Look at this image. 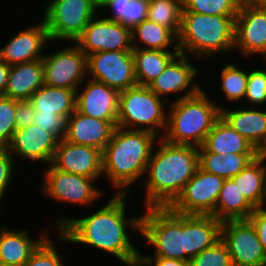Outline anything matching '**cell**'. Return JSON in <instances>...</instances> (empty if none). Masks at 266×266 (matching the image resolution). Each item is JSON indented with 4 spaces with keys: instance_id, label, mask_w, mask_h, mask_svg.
<instances>
[{
    "instance_id": "1",
    "label": "cell",
    "mask_w": 266,
    "mask_h": 266,
    "mask_svg": "<svg viewBox=\"0 0 266 266\" xmlns=\"http://www.w3.org/2000/svg\"><path fill=\"white\" fill-rule=\"evenodd\" d=\"M127 197V194H114L104 206L82 218L57 216L52 227L57 244L61 241L90 246L114 256L125 266H136L141 252L128 232L140 233L141 216L127 217Z\"/></svg>"
},
{
    "instance_id": "2",
    "label": "cell",
    "mask_w": 266,
    "mask_h": 266,
    "mask_svg": "<svg viewBox=\"0 0 266 266\" xmlns=\"http://www.w3.org/2000/svg\"><path fill=\"white\" fill-rule=\"evenodd\" d=\"M198 167L197 146L172 144L159 138L146 166V180H142L143 208L169 207Z\"/></svg>"
},
{
    "instance_id": "3",
    "label": "cell",
    "mask_w": 266,
    "mask_h": 266,
    "mask_svg": "<svg viewBox=\"0 0 266 266\" xmlns=\"http://www.w3.org/2000/svg\"><path fill=\"white\" fill-rule=\"evenodd\" d=\"M158 139L148 131L115 127L102 151V176L109 181L114 194H131V186L144 177Z\"/></svg>"
},
{
    "instance_id": "4",
    "label": "cell",
    "mask_w": 266,
    "mask_h": 266,
    "mask_svg": "<svg viewBox=\"0 0 266 266\" xmlns=\"http://www.w3.org/2000/svg\"><path fill=\"white\" fill-rule=\"evenodd\" d=\"M235 18L182 12L178 34L179 53L205 61L220 53L234 51Z\"/></svg>"
},
{
    "instance_id": "5",
    "label": "cell",
    "mask_w": 266,
    "mask_h": 266,
    "mask_svg": "<svg viewBox=\"0 0 266 266\" xmlns=\"http://www.w3.org/2000/svg\"><path fill=\"white\" fill-rule=\"evenodd\" d=\"M202 88L196 95L168 106L167 126L162 138L172 144L203 145L207 134L221 117L224 106L214 103Z\"/></svg>"
},
{
    "instance_id": "6",
    "label": "cell",
    "mask_w": 266,
    "mask_h": 266,
    "mask_svg": "<svg viewBox=\"0 0 266 266\" xmlns=\"http://www.w3.org/2000/svg\"><path fill=\"white\" fill-rule=\"evenodd\" d=\"M140 235L153 253L139 258H170L185 261L184 214L172 211L169 207L144 208L141 215ZM152 256H151V255Z\"/></svg>"
},
{
    "instance_id": "7",
    "label": "cell",
    "mask_w": 266,
    "mask_h": 266,
    "mask_svg": "<svg viewBox=\"0 0 266 266\" xmlns=\"http://www.w3.org/2000/svg\"><path fill=\"white\" fill-rule=\"evenodd\" d=\"M168 104L147 86L136 85L120 91L117 127L148 131L162 138L167 126Z\"/></svg>"
},
{
    "instance_id": "8",
    "label": "cell",
    "mask_w": 266,
    "mask_h": 266,
    "mask_svg": "<svg viewBox=\"0 0 266 266\" xmlns=\"http://www.w3.org/2000/svg\"><path fill=\"white\" fill-rule=\"evenodd\" d=\"M98 2V0H48L41 19L46 24L51 42L66 41L69 44L75 42L99 12Z\"/></svg>"
},
{
    "instance_id": "9",
    "label": "cell",
    "mask_w": 266,
    "mask_h": 266,
    "mask_svg": "<svg viewBox=\"0 0 266 266\" xmlns=\"http://www.w3.org/2000/svg\"><path fill=\"white\" fill-rule=\"evenodd\" d=\"M43 173V194L58 203L90 207L104 195L98 186L95 187L98 179L63 172L51 164Z\"/></svg>"
},
{
    "instance_id": "10",
    "label": "cell",
    "mask_w": 266,
    "mask_h": 266,
    "mask_svg": "<svg viewBox=\"0 0 266 266\" xmlns=\"http://www.w3.org/2000/svg\"><path fill=\"white\" fill-rule=\"evenodd\" d=\"M44 84L76 90L85 83L87 55L74 43L51 51L42 58Z\"/></svg>"
},
{
    "instance_id": "11",
    "label": "cell",
    "mask_w": 266,
    "mask_h": 266,
    "mask_svg": "<svg viewBox=\"0 0 266 266\" xmlns=\"http://www.w3.org/2000/svg\"><path fill=\"white\" fill-rule=\"evenodd\" d=\"M234 52L240 58L250 59L255 55L266 61V8L252 0H244L235 18ZM240 53V54H239Z\"/></svg>"
},
{
    "instance_id": "12",
    "label": "cell",
    "mask_w": 266,
    "mask_h": 266,
    "mask_svg": "<svg viewBox=\"0 0 266 266\" xmlns=\"http://www.w3.org/2000/svg\"><path fill=\"white\" fill-rule=\"evenodd\" d=\"M224 180L223 177L205 172L198 167L169 208L179 214L214 216Z\"/></svg>"
},
{
    "instance_id": "13",
    "label": "cell",
    "mask_w": 266,
    "mask_h": 266,
    "mask_svg": "<svg viewBox=\"0 0 266 266\" xmlns=\"http://www.w3.org/2000/svg\"><path fill=\"white\" fill-rule=\"evenodd\" d=\"M191 58L178 53L147 87L167 102L170 100L169 103L173 100L170 96L174 94H178L175 101L196 95L202 89L200 83H196L201 71L198 65L191 63Z\"/></svg>"
},
{
    "instance_id": "14",
    "label": "cell",
    "mask_w": 266,
    "mask_h": 266,
    "mask_svg": "<svg viewBox=\"0 0 266 266\" xmlns=\"http://www.w3.org/2000/svg\"><path fill=\"white\" fill-rule=\"evenodd\" d=\"M87 76L119 92L136 86L132 51H98L88 55Z\"/></svg>"
},
{
    "instance_id": "15",
    "label": "cell",
    "mask_w": 266,
    "mask_h": 266,
    "mask_svg": "<svg viewBox=\"0 0 266 266\" xmlns=\"http://www.w3.org/2000/svg\"><path fill=\"white\" fill-rule=\"evenodd\" d=\"M221 241L228 248L233 266H266V253L248 219L223 221Z\"/></svg>"
},
{
    "instance_id": "16",
    "label": "cell",
    "mask_w": 266,
    "mask_h": 266,
    "mask_svg": "<svg viewBox=\"0 0 266 266\" xmlns=\"http://www.w3.org/2000/svg\"><path fill=\"white\" fill-rule=\"evenodd\" d=\"M74 43L87 56L98 51H132V30L98 12Z\"/></svg>"
},
{
    "instance_id": "17",
    "label": "cell",
    "mask_w": 266,
    "mask_h": 266,
    "mask_svg": "<svg viewBox=\"0 0 266 266\" xmlns=\"http://www.w3.org/2000/svg\"><path fill=\"white\" fill-rule=\"evenodd\" d=\"M38 22L18 30L5 45L0 46V60L12 66L42 59L51 40L44 20Z\"/></svg>"
},
{
    "instance_id": "18",
    "label": "cell",
    "mask_w": 266,
    "mask_h": 266,
    "mask_svg": "<svg viewBox=\"0 0 266 266\" xmlns=\"http://www.w3.org/2000/svg\"><path fill=\"white\" fill-rule=\"evenodd\" d=\"M85 82L76 91V110L85 116L109 121L117 127L120 92L88 77Z\"/></svg>"
},
{
    "instance_id": "19",
    "label": "cell",
    "mask_w": 266,
    "mask_h": 266,
    "mask_svg": "<svg viewBox=\"0 0 266 266\" xmlns=\"http://www.w3.org/2000/svg\"><path fill=\"white\" fill-rule=\"evenodd\" d=\"M57 143L58 140L52 134L32 124L16 129L6 149L15 161L26 159L46 166L52 161Z\"/></svg>"
},
{
    "instance_id": "20",
    "label": "cell",
    "mask_w": 266,
    "mask_h": 266,
    "mask_svg": "<svg viewBox=\"0 0 266 266\" xmlns=\"http://www.w3.org/2000/svg\"><path fill=\"white\" fill-rule=\"evenodd\" d=\"M54 168L76 175L99 179L102 176V151L61 139L50 163Z\"/></svg>"
},
{
    "instance_id": "21",
    "label": "cell",
    "mask_w": 266,
    "mask_h": 266,
    "mask_svg": "<svg viewBox=\"0 0 266 266\" xmlns=\"http://www.w3.org/2000/svg\"><path fill=\"white\" fill-rule=\"evenodd\" d=\"M249 107V108H248ZM248 108V109H247ZM221 117L260 153L266 152V110L263 107L222 108Z\"/></svg>"
},
{
    "instance_id": "22",
    "label": "cell",
    "mask_w": 266,
    "mask_h": 266,
    "mask_svg": "<svg viewBox=\"0 0 266 266\" xmlns=\"http://www.w3.org/2000/svg\"><path fill=\"white\" fill-rule=\"evenodd\" d=\"M114 129L115 127L109 121L85 116L75 110L66 120L64 140L103 151Z\"/></svg>"
},
{
    "instance_id": "23",
    "label": "cell",
    "mask_w": 266,
    "mask_h": 266,
    "mask_svg": "<svg viewBox=\"0 0 266 266\" xmlns=\"http://www.w3.org/2000/svg\"><path fill=\"white\" fill-rule=\"evenodd\" d=\"M50 229L38 232L35 238L28 229L0 228V262L10 266H23L32 252L50 234Z\"/></svg>"
},
{
    "instance_id": "24",
    "label": "cell",
    "mask_w": 266,
    "mask_h": 266,
    "mask_svg": "<svg viewBox=\"0 0 266 266\" xmlns=\"http://www.w3.org/2000/svg\"><path fill=\"white\" fill-rule=\"evenodd\" d=\"M222 222L211 215H185V261L221 240Z\"/></svg>"
},
{
    "instance_id": "25",
    "label": "cell",
    "mask_w": 266,
    "mask_h": 266,
    "mask_svg": "<svg viewBox=\"0 0 266 266\" xmlns=\"http://www.w3.org/2000/svg\"><path fill=\"white\" fill-rule=\"evenodd\" d=\"M198 152H212L219 155L225 153L260 154L253 145L236 132L222 117L214 124L207 134Z\"/></svg>"
},
{
    "instance_id": "26",
    "label": "cell",
    "mask_w": 266,
    "mask_h": 266,
    "mask_svg": "<svg viewBox=\"0 0 266 266\" xmlns=\"http://www.w3.org/2000/svg\"><path fill=\"white\" fill-rule=\"evenodd\" d=\"M43 84L42 59L12 65L4 96L15 100H30Z\"/></svg>"
},
{
    "instance_id": "27",
    "label": "cell",
    "mask_w": 266,
    "mask_h": 266,
    "mask_svg": "<svg viewBox=\"0 0 266 266\" xmlns=\"http://www.w3.org/2000/svg\"><path fill=\"white\" fill-rule=\"evenodd\" d=\"M30 101L36 114H57L66 121L76 110V90L43 84Z\"/></svg>"
},
{
    "instance_id": "28",
    "label": "cell",
    "mask_w": 266,
    "mask_h": 266,
    "mask_svg": "<svg viewBox=\"0 0 266 266\" xmlns=\"http://www.w3.org/2000/svg\"><path fill=\"white\" fill-rule=\"evenodd\" d=\"M266 155H258L240 173L231 178L254 207L266 202Z\"/></svg>"
},
{
    "instance_id": "29",
    "label": "cell",
    "mask_w": 266,
    "mask_h": 266,
    "mask_svg": "<svg viewBox=\"0 0 266 266\" xmlns=\"http://www.w3.org/2000/svg\"><path fill=\"white\" fill-rule=\"evenodd\" d=\"M131 30L133 48L179 51L178 37L156 22L146 19Z\"/></svg>"
},
{
    "instance_id": "30",
    "label": "cell",
    "mask_w": 266,
    "mask_h": 266,
    "mask_svg": "<svg viewBox=\"0 0 266 266\" xmlns=\"http://www.w3.org/2000/svg\"><path fill=\"white\" fill-rule=\"evenodd\" d=\"M254 209L235 182L231 178L225 179L216 203L214 217L221 222L249 219Z\"/></svg>"
},
{
    "instance_id": "31",
    "label": "cell",
    "mask_w": 266,
    "mask_h": 266,
    "mask_svg": "<svg viewBox=\"0 0 266 266\" xmlns=\"http://www.w3.org/2000/svg\"><path fill=\"white\" fill-rule=\"evenodd\" d=\"M98 8L103 17L133 29L147 19L149 0H99Z\"/></svg>"
},
{
    "instance_id": "32",
    "label": "cell",
    "mask_w": 266,
    "mask_h": 266,
    "mask_svg": "<svg viewBox=\"0 0 266 266\" xmlns=\"http://www.w3.org/2000/svg\"><path fill=\"white\" fill-rule=\"evenodd\" d=\"M179 51H161L133 48L137 85L147 86L156 79Z\"/></svg>"
},
{
    "instance_id": "33",
    "label": "cell",
    "mask_w": 266,
    "mask_h": 266,
    "mask_svg": "<svg viewBox=\"0 0 266 266\" xmlns=\"http://www.w3.org/2000/svg\"><path fill=\"white\" fill-rule=\"evenodd\" d=\"M258 155L260 154L219 155L212 152H198V165L205 172L229 179L240 173Z\"/></svg>"
},
{
    "instance_id": "34",
    "label": "cell",
    "mask_w": 266,
    "mask_h": 266,
    "mask_svg": "<svg viewBox=\"0 0 266 266\" xmlns=\"http://www.w3.org/2000/svg\"><path fill=\"white\" fill-rule=\"evenodd\" d=\"M228 63L221 66L220 71V82H221V92L224 94V98L226 101L231 102L239 106L240 101L242 103L245 92H246V84L248 78V71L242 69V66ZM239 66V67H238Z\"/></svg>"
},
{
    "instance_id": "35",
    "label": "cell",
    "mask_w": 266,
    "mask_h": 266,
    "mask_svg": "<svg viewBox=\"0 0 266 266\" xmlns=\"http://www.w3.org/2000/svg\"><path fill=\"white\" fill-rule=\"evenodd\" d=\"M182 10V0H149L147 19L170 29L178 37Z\"/></svg>"
},
{
    "instance_id": "36",
    "label": "cell",
    "mask_w": 266,
    "mask_h": 266,
    "mask_svg": "<svg viewBox=\"0 0 266 266\" xmlns=\"http://www.w3.org/2000/svg\"><path fill=\"white\" fill-rule=\"evenodd\" d=\"M244 0H182V12L237 17Z\"/></svg>"
},
{
    "instance_id": "37",
    "label": "cell",
    "mask_w": 266,
    "mask_h": 266,
    "mask_svg": "<svg viewBox=\"0 0 266 266\" xmlns=\"http://www.w3.org/2000/svg\"><path fill=\"white\" fill-rule=\"evenodd\" d=\"M255 64L256 66L258 65L257 68H254L256 66L251 69L246 68L248 70V78L244 100L248 102L247 105H250V107L263 106L264 108L266 104V61L263 60V65L261 63H259L260 65L257 64V61L254 62ZM264 64L265 68L263 67Z\"/></svg>"
},
{
    "instance_id": "38",
    "label": "cell",
    "mask_w": 266,
    "mask_h": 266,
    "mask_svg": "<svg viewBox=\"0 0 266 266\" xmlns=\"http://www.w3.org/2000/svg\"><path fill=\"white\" fill-rule=\"evenodd\" d=\"M53 234H49L32 252L29 260L23 266H65L63 255L58 251ZM62 255V256H61Z\"/></svg>"
},
{
    "instance_id": "39",
    "label": "cell",
    "mask_w": 266,
    "mask_h": 266,
    "mask_svg": "<svg viewBox=\"0 0 266 266\" xmlns=\"http://www.w3.org/2000/svg\"><path fill=\"white\" fill-rule=\"evenodd\" d=\"M16 100L0 96V148H6L13 137L16 126Z\"/></svg>"
},
{
    "instance_id": "40",
    "label": "cell",
    "mask_w": 266,
    "mask_h": 266,
    "mask_svg": "<svg viewBox=\"0 0 266 266\" xmlns=\"http://www.w3.org/2000/svg\"><path fill=\"white\" fill-rule=\"evenodd\" d=\"M189 264L190 266H233L228 248L221 240L192 257Z\"/></svg>"
},
{
    "instance_id": "41",
    "label": "cell",
    "mask_w": 266,
    "mask_h": 266,
    "mask_svg": "<svg viewBox=\"0 0 266 266\" xmlns=\"http://www.w3.org/2000/svg\"><path fill=\"white\" fill-rule=\"evenodd\" d=\"M15 166H17V162L10 155L7 149L0 148V211L1 209L3 210V198H6L5 194H7L6 191L7 189L9 190V185L12 183V176L16 174L14 173V170L17 169Z\"/></svg>"
},
{
    "instance_id": "42",
    "label": "cell",
    "mask_w": 266,
    "mask_h": 266,
    "mask_svg": "<svg viewBox=\"0 0 266 266\" xmlns=\"http://www.w3.org/2000/svg\"><path fill=\"white\" fill-rule=\"evenodd\" d=\"M33 124L42 127L58 141L65 137L66 121L57 114H34Z\"/></svg>"
},
{
    "instance_id": "43",
    "label": "cell",
    "mask_w": 266,
    "mask_h": 266,
    "mask_svg": "<svg viewBox=\"0 0 266 266\" xmlns=\"http://www.w3.org/2000/svg\"><path fill=\"white\" fill-rule=\"evenodd\" d=\"M34 114V106L30 100H16L15 119L17 129L32 125Z\"/></svg>"
},
{
    "instance_id": "44",
    "label": "cell",
    "mask_w": 266,
    "mask_h": 266,
    "mask_svg": "<svg viewBox=\"0 0 266 266\" xmlns=\"http://www.w3.org/2000/svg\"><path fill=\"white\" fill-rule=\"evenodd\" d=\"M248 220L253 224L263 250L266 253V205L256 207Z\"/></svg>"
},
{
    "instance_id": "45",
    "label": "cell",
    "mask_w": 266,
    "mask_h": 266,
    "mask_svg": "<svg viewBox=\"0 0 266 266\" xmlns=\"http://www.w3.org/2000/svg\"><path fill=\"white\" fill-rule=\"evenodd\" d=\"M136 266H190L189 262L170 258H139Z\"/></svg>"
},
{
    "instance_id": "46",
    "label": "cell",
    "mask_w": 266,
    "mask_h": 266,
    "mask_svg": "<svg viewBox=\"0 0 266 266\" xmlns=\"http://www.w3.org/2000/svg\"><path fill=\"white\" fill-rule=\"evenodd\" d=\"M9 70L10 65L6 64L3 60H0V96H4Z\"/></svg>"
},
{
    "instance_id": "47",
    "label": "cell",
    "mask_w": 266,
    "mask_h": 266,
    "mask_svg": "<svg viewBox=\"0 0 266 266\" xmlns=\"http://www.w3.org/2000/svg\"><path fill=\"white\" fill-rule=\"evenodd\" d=\"M258 6L266 8V0H252Z\"/></svg>"
},
{
    "instance_id": "48",
    "label": "cell",
    "mask_w": 266,
    "mask_h": 266,
    "mask_svg": "<svg viewBox=\"0 0 266 266\" xmlns=\"http://www.w3.org/2000/svg\"><path fill=\"white\" fill-rule=\"evenodd\" d=\"M0 266H10L0 262Z\"/></svg>"
}]
</instances>
